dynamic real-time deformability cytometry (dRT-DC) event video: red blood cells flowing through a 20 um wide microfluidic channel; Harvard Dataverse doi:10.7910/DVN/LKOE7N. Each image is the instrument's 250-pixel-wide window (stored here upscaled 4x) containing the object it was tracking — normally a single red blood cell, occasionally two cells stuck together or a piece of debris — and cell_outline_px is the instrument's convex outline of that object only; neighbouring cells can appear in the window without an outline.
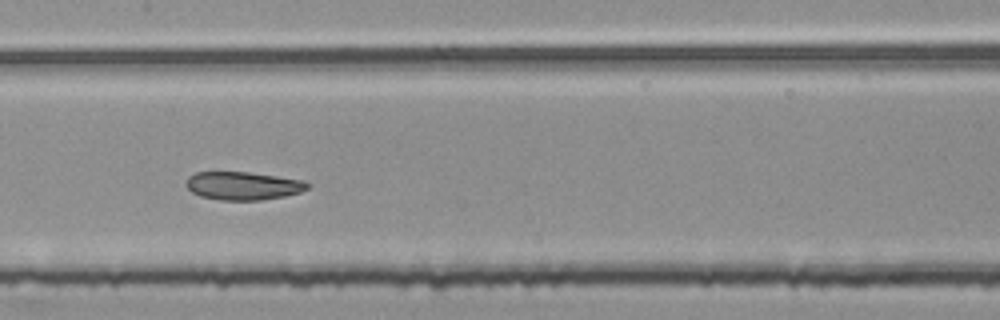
{"species": "common noctule bat (a hibernating species)", "species_latin": "Nyctalus noctula", "temperature_condition": "room temperature", "stored_images_in_passage": 54, "segment_of_instrument_passage": [2, 2], "camera_frame_rate_fps": 3000, "um_per_image_px": 0.085, "animal": {"sex": "female", "body_mass_g": 25.1}, "frame": {"image": 1, "passage_image": 26, "time_ms": 8.333, "image_size_px": [1000, 320], "cell_outline_px": [[312, 184], [308, 188], [300, 192], [284, 196], [260, 200], [220, 200], [200, 196], [192, 192], [184, 184], [188, 176], [196, 172], [248, 172], [304, 180]], "centroid_in_image_um": [20.65, 15.79], "position_along_channel_um": 186.7, "area_um2": 20.0}}
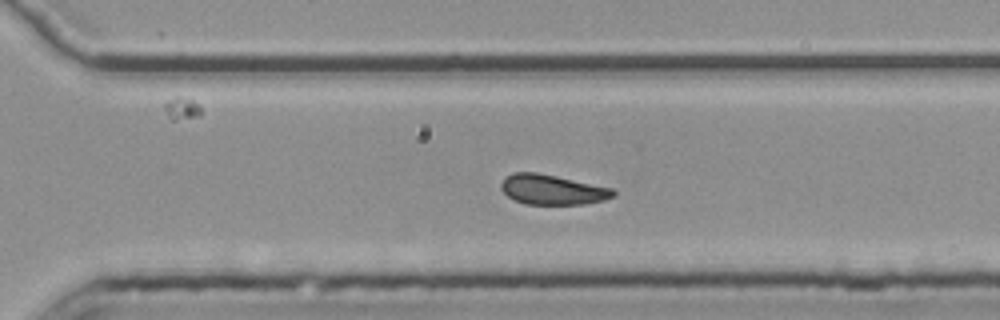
{"frame": {"image": 2, "passage_image": 37, "time_ms": 12.0, "image_size_px": [1000, 320], "cell_outline_px": [[616, 196], [604, 200], [584, 204], [524, 204], [508, 196], [500, 188], [500, 184], [504, 176], [512, 172], [536, 172], [556, 176], [612, 188], [616, 192]], "centroid_in_image_um": [46.93, 16.11], "position_along_channel_um": 323.7, "area_um2": 19.65}}
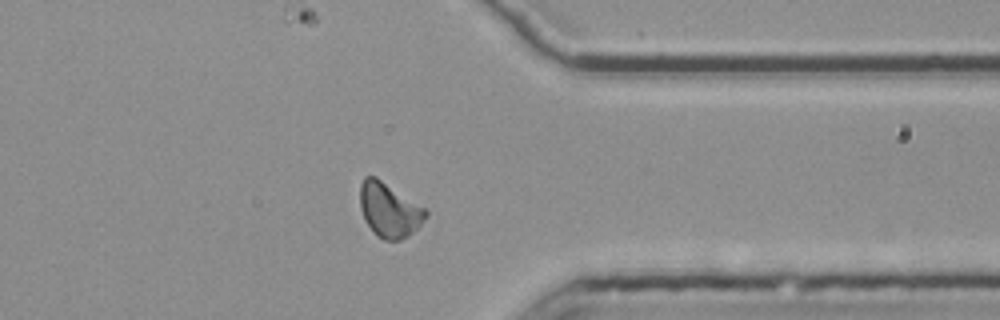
{"frame": {"image": 3, "passage_image": 42, "time_ms": 13.667, "image_size_px": [1000, 320], "cell_outline_px": [[428, 216], [408, 236], [400, 240], [384, 240], [376, 236], [372, 232], [364, 220], [360, 208], [360, 184], [364, 176], [376, 176], [428, 208]], "centroid_in_image_um": [33.09, 17.83], "position_along_channel_um": 378.3, "area_um2": 21.33}}